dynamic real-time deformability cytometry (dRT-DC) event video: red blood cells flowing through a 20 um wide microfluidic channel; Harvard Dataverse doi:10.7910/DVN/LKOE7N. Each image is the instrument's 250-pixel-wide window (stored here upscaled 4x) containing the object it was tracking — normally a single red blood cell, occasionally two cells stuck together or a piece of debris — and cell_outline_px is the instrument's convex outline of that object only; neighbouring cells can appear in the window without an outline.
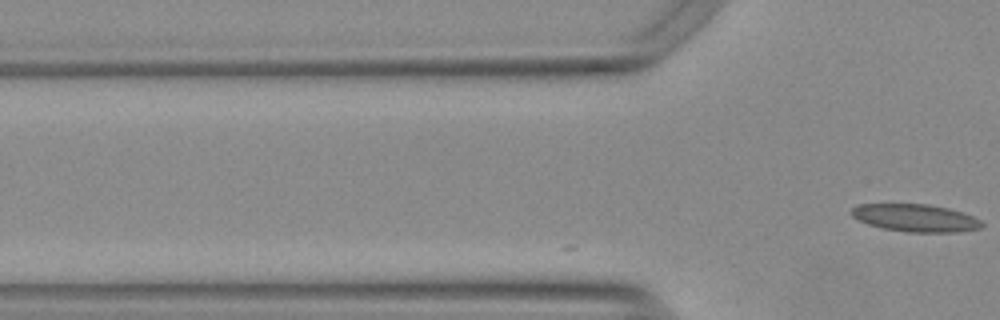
{"species": "Egyptian fruit bat (a non-hibernating species)", "species_latin": "Rousettus aegyptiacus", "temperature_condition": "warm", "stored_images_in_passage": 3, "camera_frame_rate_fps": 3000, "um_per_image_px": 0.085, "animal": {"sex": "female"}, "frame": {"image": 1, "passage_image": 3, "time_ms": 0.667, "image_size_px": [1000, 320], "cell_outline_px": [[984, 224], [980, 228], [956, 232], [908, 232], [884, 228], [868, 224], [852, 216], [852, 208], [860, 204], [928, 204], [948, 208], [972, 216], [980, 220]], "centroid_in_image_um": [77.82, 18.52], "position_along_channel_um": 48.0, "area_um2": 20.63}}